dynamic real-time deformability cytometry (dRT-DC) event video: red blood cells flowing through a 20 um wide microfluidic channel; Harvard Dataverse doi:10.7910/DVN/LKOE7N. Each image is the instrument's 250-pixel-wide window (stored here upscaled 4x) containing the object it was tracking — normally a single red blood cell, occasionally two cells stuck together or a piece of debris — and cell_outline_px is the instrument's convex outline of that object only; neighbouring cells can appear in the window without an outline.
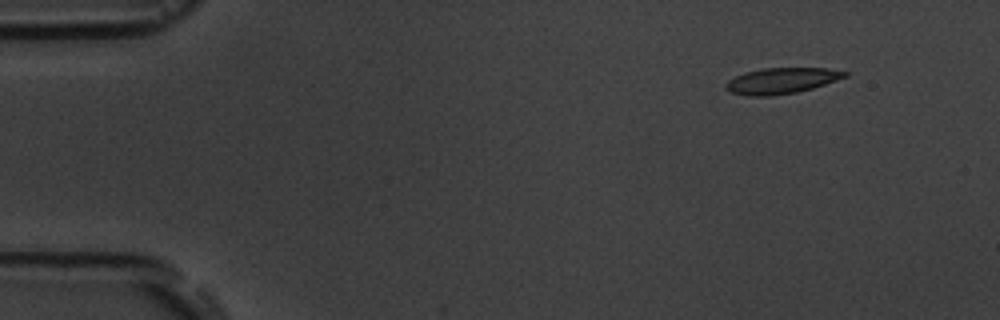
{"species": "common noctule bat (a hibernating species)", "species_latin": "Nyctalus noctula", "temperature_condition": "room temperature", "stored_images_in_passage": 6, "segment_of_instrument_passage": [2, 2], "camera_frame_rate_fps": 3000, "um_per_image_px": 0.085, "animal": {"sex": "male", "body_mass_g": 19.5, "forearm_length_mm": 54.6}, "frame": {"image": 1, "passage_image": 6, "time_ms": 6.667, "image_size_px": [1000, 320], "cell_outline_px": [[848, 76], [812, 88], [796, 92], [772, 96], [748, 96], [732, 92], [724, 88], [724, 84], [728, 80], [744, 72], [760, 68], [828, 68], [848, 72]], "centroid_in_image_um": [66.4, 6.86], "position_along_channel_um": 18.6, "area_um2": 17.98}}